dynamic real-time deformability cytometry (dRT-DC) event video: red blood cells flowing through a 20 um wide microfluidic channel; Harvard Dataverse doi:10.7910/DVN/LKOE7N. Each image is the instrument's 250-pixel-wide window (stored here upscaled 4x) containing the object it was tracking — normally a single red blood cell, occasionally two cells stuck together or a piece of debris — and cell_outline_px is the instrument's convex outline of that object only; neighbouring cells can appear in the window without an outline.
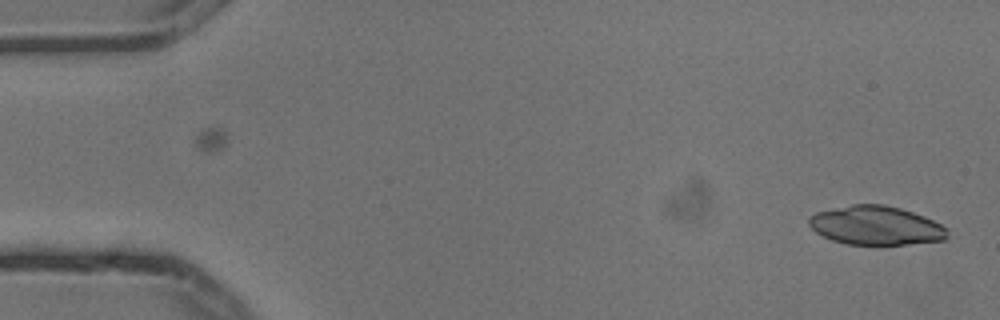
{"species": "common noctule bat (a hibernating species)", "species_latin": "Nyctalus noctula", "temperature_condition": "cold", "stored_images_in_passage": 3, "camera_frame_rate_fps": 3000, "um_per_image_px": 0.085, "animal": {"sex": "male", "body_mass_g": 13.3}, "frame": {"image": 1, "passage_image": 3, "time_ms": 0.667, "image_size_px": [1000, 320], "cell_outline_px": [[948, 236], [944, 240], [880, 248], [876, 248], [848, 244], [832, 240], [816, 232], [808, 224], [808, 220], [816, 212], [852, 204], [884, 204], [900, 208], [924, 216], [948, 228]], "centroid_in_image_um": [74.48, 19.22], "position_along_channel_um": 10.5, "area_um2": 32.25}}